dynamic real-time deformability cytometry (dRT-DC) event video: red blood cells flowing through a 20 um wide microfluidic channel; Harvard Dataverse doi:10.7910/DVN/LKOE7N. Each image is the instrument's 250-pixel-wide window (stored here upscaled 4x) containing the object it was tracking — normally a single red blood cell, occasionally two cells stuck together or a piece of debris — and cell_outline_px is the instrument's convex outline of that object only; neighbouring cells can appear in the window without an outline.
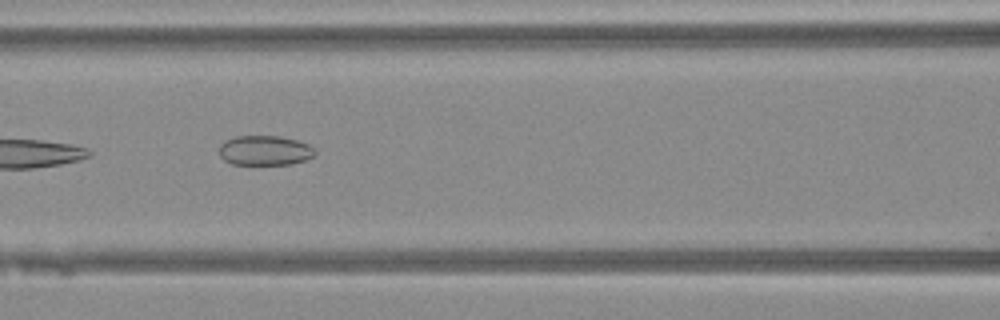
{"species": "Egyptian fruit bat (a non-hibernating species)", "species_latin": "Rousettus aegyptiacus", "temperature_condition": "warm", "stored_images_in_passage": 10, "camera_frame_rate_fps": 3000, "um_per_image_px": 0.085, "animal": {"sex": "female"}, "frame": {"image": 1, "passage_image": 5, "time_ms": 1.333, "image_size_px": [1000, 320], "cell_outline_px": [[316, 152], [312, 156], [304, 160], [292, 164], [232, 164], [224, 160], [220, 156], [220, 144], [224, 140], [236, 136], [280, 136], [296, 140], [308, 144], [316, 148]], "centroid_in_image_um": [22.5, 12.78], "position_along_channel_um": 144.1, "area_um2": 16.65}}